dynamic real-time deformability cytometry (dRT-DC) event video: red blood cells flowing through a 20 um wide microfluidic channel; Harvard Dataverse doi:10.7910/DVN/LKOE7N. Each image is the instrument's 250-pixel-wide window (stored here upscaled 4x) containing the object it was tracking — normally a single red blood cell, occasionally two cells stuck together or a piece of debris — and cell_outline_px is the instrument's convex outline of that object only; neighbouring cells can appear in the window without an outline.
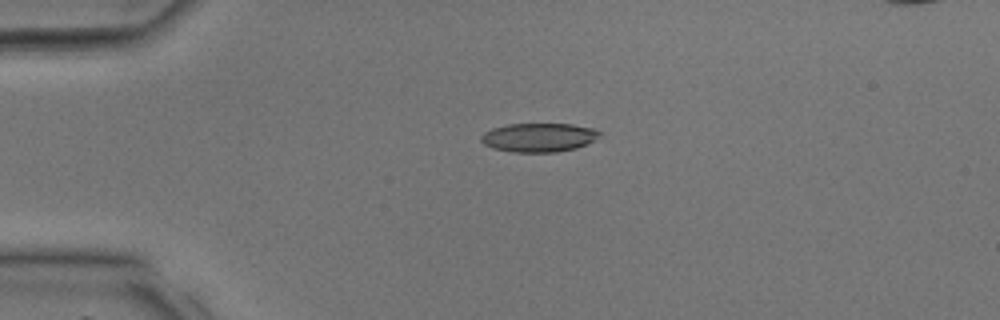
{"species": "common noctule bat (a hibernating species)", "species_latin": "Nyctalus noctula", "temperature_condition": "room temperature", "stored_images_in_passage": 31, "segment_of_instrument_passage": [1, 2], "camera_frame_rate_fps": 3000, "um_per_image_px": 0.085, "animal": {"sex": "male", "body_mass_g": 17.9, "forearm_length_mm": 54.2}, "frame": {"image": 1, "passage_image": 1, "time_ms": 0.0, "image_size_px": [1000, 320], "cell_outline_px": [[600, 136], [576, 148], [556, 152], [512, 152], [492, 148], [484, 144], [480, 140], [480, 136], [484, 132], [492, 128], [508, 124], [572, 124], [592, 128], [600, 132]], "centroid_in_image_um": [45.74, 11.68], "position_along_channel_um": 39.3, "area_um2": 19.83}}
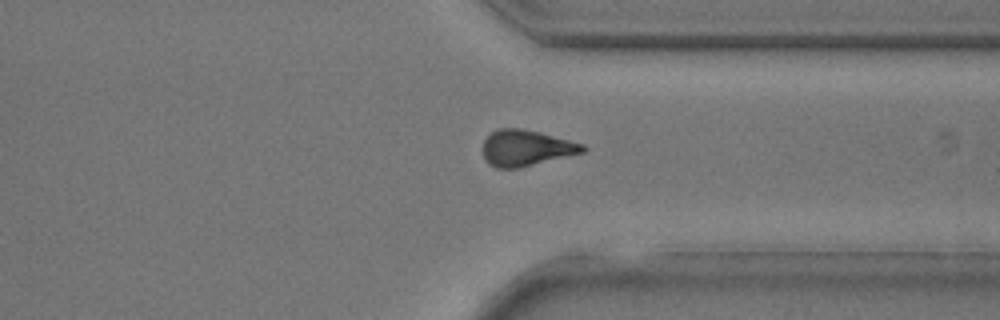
{"frame": {"image": 2, "passage_image": 21, "time_ms": 6.667, "image_size_px": [1000, 320], "cell_outline_px": [[588, 148], [584, 152], [516, 168], [496, 168], [488, 164], [484, 160], [484, 140], [496, 128], [520, 128], [540, 132], [584, 144]], "centroid_in_image_um": [44.71, 12.57], "position_along_channel_um": 366.7, "area_um2": 20.81}}
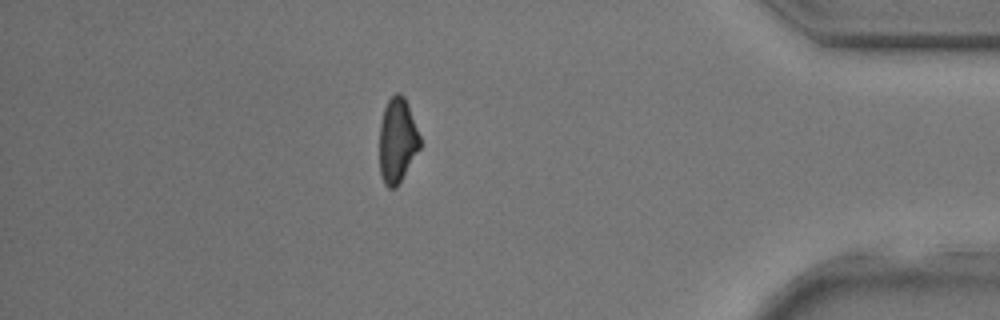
{"frame": {"image": 3, "passage_image": 25, "time_ms": 8.0, "image_size_px": [1000, 320], "cell_outline_px": [[420, 148], [400, 184], [396, 188], [388, 188], [384, 184], [380, 172], [380, 124], [384, 108], [388, 100], [396, 92], [400, 92], [404, 96], [408, 104], [420, 136]], "centroid_in_image_um": [33.78, 11.96], "position_along_channel_um": 401.4, "area_um2": 20.17}}